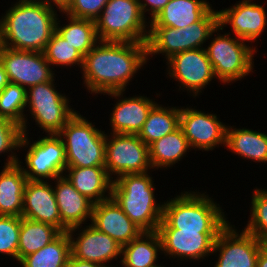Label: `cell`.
Segmentation results:
<instances>
[{"label": "cell", "instance_id": "cell-3", "mask_svg": "<svg viewBox=\"0 0 267 267\" xmlns=\"http://www.w3.org/2000/svg\"><path fill=\"white\" fill-rule=\"evenodd\" d=\"M199 191L184 190L165 200L158 229L220 233L230 223L226 211L207 191Z\"/></svg>", "mask_w": 267, "mask_h": 267}, {"label": "cell", "instance_id": "cell-9", "mask_svg": "<svg viewBox=\"0 0 267 267\" xmlns=\"http://www.w3.org/2000/svg\"><path fill=\"white\" fill-rule=\"evenodd\" d=\"M105 153V168L113 180L121 175L145 173L153 169L149 146L137 134L106 133Z\"/></svg>", "mask_w": 267, "mask_h": 267}, {"label": "cell", "instance_id": "cell-27", "mask_svg": "<svg viewBox=\"0 0 267 267\" xmlns=\"http://www.w3.org/2000/svg\"><path fill=\"white\" fill-rule=\"evenodd\" d=\"M192 150L188 140L186 139L183 130L179 126L172 133L167 134L151 143L149 145V160L154 171L168 170L176 163L182 161L183 157L186 156ZM188 152V153H187ZM163 168V169H162Z\"/></svg>", "mask_w": 267, "mask_h": 267}, {"label": "cell", "instance_id": "cell-22", "mask_svg": "<svg viewBox=\"0 0 267 267\" xmlns=\"http://www.w3.org/2000/svg\"><path fill=\"white\" fill-rule=\"evenodd\" d=\"M63 175L94 204L111 197L113 179L105 167H67Z\"/></svg>", "mask_w": 267, "mask_h": 267}, {"label": "cell", "instance_id": "cell-25", "mask_svg": "<svg viewBox=\"0 0 267 267\" xmlns=\"http://www.w3.org/2000/svg\"><path fill=\"white\" fill-rule=\"evenodd\" d=\"M211 8L207 0H170L149 26L185 28L199 21Z\"/></svg>", "mask_w": 267, "mask_h": 267}, {"label": "cell", "instance_id": "cell-43", "mask_svg": "<svg viewBox=\"0 0 267 267\" xmlns=\"http://www.w3.org/2000/svg\"><path fill=\"white\" fill-rule=\"evenodd\" d=\"M66 267H107V266L96 264L93 262L78 260L70 255Z\"/></svg>", "mask_w": 267, "mask_h": 267}, {"label": "cell", "instance_id": "cell-39", "mask_svg": "<svg viewBox=\"0 0 267 267\" xmlns=\"http://www.w3.org/2000/svg\"><path fill=\"white\" fill-rule=\"evenodd\" d=\"M55 81L54 77L51 81L29 87L26 90V103L70 102L68 95L61 91L59 93Z\"/></svg>", "mask_w": 267, "mask_h": 267}, {"label": "cell", "instance_id": "cell-19", "mask_svg": "<svg viewBox=\"0 0 267 267\" xmlns=\"http://www.w3.org/2000/svg\"><path fill=\"white\" fill-rule=\"evenodd\" d=\"M90 224L113 238L121 246L130 243L143 232L112 197L93 205Z\"/></svg>", "mask_w": 267, "mask_h": 267}, {"label": "cell", "instance_id": "cell-42", "mask_svg": "<svg viewBox=\"0 0 267 267\" xmlns=\"http://www.w3.org/2000/svg\"><path fill=\"white\" fill-rule=\"evenodd\" d=\"M37 1L42 2L47 7L53 8L55 10L57 8L59 14L64 13L72 2V0H37Z\"/></svg>", "mask_w": 267, "mask_h": 267}, {"label": "cell", "instance_id": "cell-32", "mask_svg": "<svg viewBox=\"0 0 267 267\" xmlns=\"http://www.w3.org/2000/svg\"><path fill=\"white\" fill-rule=\"evenodd\" d=\"M184 52L182 28L166 26H149L147 40L148 62L154 55L165 56L168 60L176 53Z\"/></svg>", "mask_w": 267, "mask_h": 267}, {"label": "cell", "instance_id": "cell-47", "mask_svg": "<svg viewBox=\"0 0 267 267\" xmlns=\"http://www.w3.org/2000/svg\"><path fill=\"white\" fill-rule=\"evenodd\" d=\"M153 267H165V265H162V266H161V265H158V264H157V265H155V266H153Z\"/></svg>", "mask_w": 267, "mask_h": 267}, {"label": "cell", "instance_id": "cell-30", "mask_svg": "<svg viewBox=\"0 0 267 267\" xmlns=\"http://www.w3.org/2000/svg\"><path fill=\"white\" fill-rule=\"evenodd\" d=\"M61 233L58 228L50 224L21 217L17 263L52 242Z\"/></svg>", "mask_w": 267, "mask_h": 267}, {"label": "cell", "instance_id": "cell-33", "mask_svg": "<svg viewBox=\"0 0 267 267\" xmlns=\"http://www.w3.org/2000/svg\"><path fill=\"white\" fill-rule=\"evenodd\" d=\"M43 53L54 71V67L63 69L78 66L80 68L78 70L82 69L84 56L56 31L52 34Z\"/></svg>", "mask_w": 267, "mask_h": 267}, {"label": "cell", "instance_id": "cell-12", "mask_svg": "<svg viewBox=\"0 0 267 267\" xmlns=\"http://www.w3.org/2000/svg\"><path fill=\"white\" fill-rule=\"evenodd\" d=\"M260 249L256 236L230 222L214 242L212 254L218 255L214 267H257Z\"/></svg>", "mask_w": 267, "mask_h": 267}, {"label": "cell", "instance_id": "cell-10", "mask_svg": "<svg viewBox=\"0 0 267 267\" xmlns=\"http://www.w3.org/2000/svg\"><path fill=\"white\" fill-rule=\"evenodd\" d=\"M165 61L166 77L178 82V91H187L195 99L217 79L205 48L179 52Z\"/></svg>", "mask_w": 267, "mask_h": 267}, {"label": "cell", "instance_id": "cell-14", "mask_svg": "<svg viewBox=\"0 0 267 267\" xmlns=\"http://www.w3.org/2000/svg\"><path fill=\"white\" fill-rule=\"evenodd\" d=\"M67 233L73 258L107 267H116L111 262L121 258L122 246L113 238L98 231L91 224L70 228Z\"/></svg>", "mask_w": 267, "mask_h": 267}, {"label": "cell", "instance_id": "cell-46", "mask_svg": "<svg viewBox=\"0 0 267 267\" xmlns=\"http://www.w3.org/2000/svg\"><path fill=\"white\" fill-rule=\"evenodd\" d=\"M261 250L267 254V236H258Z\"/></svg>", "mask_w": 267, "mask_h": 267}, {"label": "cell", "instance_id": "cell-15", "mask_svg": "<svg viewBox=\"0 0 267 267\" xmlns=\"http://www.w3.org/2000/svg\"><path fill=\"white\" fill-rule=\"evenodd\" d=\"M255 2V0H239L230 7L218 10L220 27L224 29L230 26L232 32L228 33L251 45L257 43V39H260L267 26L266 3Z\"/></svg>", "mask_w": 267, "mask_h": 267}, {"label": "cell", "instance_id": "cell-44", "mask_svg": "<svg viewBox=\"0 0 267 267\" xmlns=\"http://www.w3.org/2000/svg\"><path fill=\"white\" fill-rule=\"evenodd\" d=\"M9 83V79L4 67L0 64V92Z\"/></svg>", "mask_w": 267, "mask_h": 267}, {"label": "cell", "instance_id": "cell-20", "mask_svg": "<svg viewBox=\"0 0 267 267\" xmlns=\"http://www.w3.org/2000/svg\"><path fill=\"white\" fill-rule=\"evenodd\" d=\"M51 182L61 222L68 229L83 226V224H90L86 222H91L94 203L82 195L64 175L56 177Z\"/></svg>", "mask_w": 267, "mask_h": 267}, {"label": "cell", "instance_id": "cell-21", "mask_svg": "<svg viewBox=\"0 0 267 267\" xmlns=\"http://www.w3.org/2000/svg\"><path fill=\"white\" fill-rule=\"evenodd\" d=\"M69 102H45V103H26L25 118L23 121V134L29 135L28 127L30 118L35 121V125L46 134H58L66 123L78 112L72 108ZM27 111L30 117H28ZM29 118V119H28ZM29 125V126H28Z\"/></svg>", "mask_w": 267, "mask_h": 267}, {"label": "cell", "instance_id": "cell-40", "mask_svg": "<svg viewBox=\"0 0 267 267\" xmlns=\"http://www.w3.org/2000/svg\"><path fill=\"white\" fill-rule=\"evenodd\" d=\"M108 1L109 0H72L64 14L73 18L95 21L100 16Z\"/></svg>", "mask_w": 267, "mask_h": 267}, {"label": "cell", "instance_id": "cell-36", "mask_svg": "<svg viewBox=\"0 0 267 267\" xmlns=\"http://www.w3.org/2000/svg\"><path fill=\"white\" fill-rule=\"evenodd\" d=\"M250 202V217L244 230L254 236H267V189L254 188Z\"/></svg>", "mask_w": 267, "mask_h": 267}, {"label": "cell", "instance_id": "cell-11", "mask_svg": "<svg viewBox=\"0 0 267 267\" xmlns=\"http://www.w3.org/2000/svg\"><path fill=\"white\" fill-rule=\"evenodd\" d=\"M0 64L4 67L9 82L18 84L26 90L31 86L51 81L57 76L43 52L19 51L1 46Z\"/></svg>", "mask_w": 267, "mask_h": 267}, {"label": "cell", "instance_id": "cell-37", "mask_svg": "<svg viewBox=\"0 0 267 267\" xmlns=\"http://www.w3.org/2000/svg\"><path fill=\"white\" fill-rule=\"evenodd\" d=\"M22 135V127L19 124L0 117V156L3 154L5 157V153H7L4 166L18 163L17 152H20L19 146Z\"/></svg>", "mask_w": 267, "mask_h": 267}, {"label": "cell", "instance_id": "cell-24", "mask_svg": "<svg viewBox=\"0 0 267 267\" xmlns=\"http://www.w3.org/2000/svg\"><path fill=\"white\" fill-rule=\"evenodd\" d=\"M162 257V241L158 231H143L130 243L122 246L117 267H153ZM158 258V259H157Z\"/></svg>", "mask_w": 267, "mask_h": 267}, {"label": "cell", "instance_id": "cell-18", "mask_svg": "<svg viewBox=\"0 0 267 267\" xmlns=\"http://www.w3.org/2000/svg\"><path fill=\"white\" fill-rule=\"evenodd\" d=\"M51 184V181H27L21 217L50 224L61 232H67L68 228L61 222L54 188Z\"/></svg>", "mask_w": 267, "mask_h": 267}, {"label": "cell", "instance_id": "cell-7", "mask_svg": "<svg viewBox=\"0 0 267 267\" xmlns=\"http://www.w3.org/2000/svg\"><path fill=\"white\" fill-rule=\"evenodd\" d=\"M95 25L100 41L147 42L149 36L138 0H109Z\"/></svg>", "mask_w": 267, "mask_h": 267}, {"label": "cell", "instance_id": "cell-23", "mask_svg": "<svg viewBox=\"0 0 267 267\" xmlns=\"http://www.w3.org/2000/svg\"><path fill=\"white\" fill-rule=\"evenodd\" d=\"M227 124L226 149L242 159L267 163V133Z\"/></svg>", "mask_w": 267, "mask_h": 267}, {"label": "cell", "instance_id": "cell-45", "mask_svg": "<svg viewBox=\"0 0 267 267\" xmlns=\"http://www.w3.org/2000/svg\"><path fill=\"white\" fill-rule=\"evenodd\" d=\"M257 267H267V254L261 249L257 258Z\"/></svg>", "mask_w": 267, "mask_h": 267}, {"label": "cell", "instance_id": "cell-34", "mask_svg": "<svg viewBox=\"0 0 267 267\" xmlns=\"http://www.w3.org/2000/svg\"><path fill=\"white\" fill-rule=\"evenodd\" d=\"M218 25V10L212 7L199 21L182 28L184 51L205 48Z\"/></svg>", "mask_w": 267, "mask_h": 267}, {"label": "cell", "instance_id": "cell-6", "mask_svg": "<svg viewBox=\"0 0 267 267\" xmlns=\"http://www.w3.org/2000/svg\"><path fill=\"white\" fill-rule=\"evenodd\" d=\"M77 112L61 129L67 167H105L106 132Z\"/></svg>", "mask_w": 267, "mask_h": 267}, {"label": "cell", "instance_id": "cell-29", "mask_svg": "<svg viewBox=\"0 0 267 267\" xmlns=\"http://www.w3.org/2000/svg\"><path fill=\"white\" fill-rule=\"evenodd\" d=\"M61 17L66 18L64 21L67 20L64 24L63 20H60ZM61 17H57L55 31L85 56L100 41L95 21L73 18L64 13H61Z\"/></svg>", "mask_w": 267, "mask_h": 267}, {"label": "cell", "instance_id": "cell-16", "mask_svg": "<svg viewBox=\"0 0 267 267\" xmlns=\"http://www.w3.org/2000/svg\"><path fill=\"white\" fill-rule=\"evenodd\" d=\"M162 241V255L180 261L203 262L212 255L219 233H199L180 229H158Z\"/></svg>", "mask_w": 267, "mask_h": 267}, {"label": "cell", "instance_id": "cell-38", "mask_svg": "<svg viewBox=\"0 0 267 267\" xmlns=\"http://www.w3.org/2000/svg\"><path fill=\"white\" fill-rule=\"evenodd\" d=\"M21 217L0 215V254L17 261Z\"/></svg>", "mask_w": 267, "mask_h": 267}, {"label": "cell", "instance_id": "cell-17", "mask_svg": "<svg viewBox=\"0 0 267 267\" xmlns=\"http://www.w3.org/2000/svg\"><path fill=\"white\" fill-rule=\"evenodd\" d=\"M125 93V91H114L103 94L116 99L109 115L110 133L138 134L149 112L158 102L144 94L126 97Z\"/></svg>", "mask_w": 267, "mask_h": 267}, {"label": "cell", "instance_id": "cell-28", "mask_svg": "<svg viewBox=\"0 0 267 267\" xmlns=\"http://www.w3.org/2000/svg\"><path fill=\"white\" fill-rule=\"evenodd\" d=\"M180 107H167L157 103L149 112L148 117L137 136L149 146L154 141L172 133L180 126Z\"/></svg>", "mask_w": 267, "mask_h": 267}, {"label": "cell", "instance_id": "cell-35", "mask_svg": "<svg viewBox=\"0 0 267 267\" xmlns=\"http://www.w3.org/2000/svg\"><path fill=\"white\" fill-rule=\"evenodd\" d=\"M26 110V89L18 84L8 83L0 92V117L23 125Z\"/></svg>", "mask_w": 267, "mask_h": 267}, {"label": "cell", "instance_id": "cell-8", "mask_svg": "<svg viewBox=\"0 0 267 267\" xmlns=\"http://www.w3.org/2000/svg\"><path fill=\"white\" fill-rule=\"evenodd\" d=\"M32 138L23 134L19 146L20 151H26L23 155L26 167L23 160L20 157L18 159L26 178L29 181H53L56 177L63 176L67 163L62 138L58 134L39 136L34 141Z\"/></svg>", "mask_w": 267, "mask_h": 267}, {"label": "cell", "instance_id": "cell-5", "mask_svg": "<svg viewBox=\"0 0 267 267\" xmlns=\"http://www.w3.org/2000/svg\"><path fill=\"white\" fill-rule=\"evenodd\" d=\"M223 30L225 28H221L220 25L216 27L210 35L212 39L207 43L205 50L215 77L225 86L238 80L242 81L244 77L246 79V76L255 73L254 55L258 52V48Z\"/></svg>", "mask_w": 267, "mask_h": 267}, {"label": "cell", "instance_id": "cell-41", "mask_svg": "<svg viewBox=\"0 0 267 267\" xmlns=\"http://www.w3.org/2000/svg\"><path fill=\"white\" fill-rule=\"evenodd\" d=\"M169 1L170 0H138L142 14L149 22L163 10ZM146 14L150 15V17L146 16Z\"/></svg>", "mask_w": 267, "mask_h": 267}, {"label": "cell", "instance_id": "cell-13", "mask_svg": "<svg viewBox=\"0 0 267 267\" xmlns=\"http://www.w3.org/2000/svg\"><path fill=\"white\" fill-rule=\"evenodd\" d=\"M215 113H205L195 106H182L180 127L192 150L212 151L219 146H226L227 123L221 122Z\"/></svg>", "mask_w": 267, "mask_h": 267}, {"label": "cell", "instance_id": "cell-4", "mask_svg": "<svg viewBox=\"0 0 267 267\" xmlns=\"http://www.w3.org/2000/svg\"><path fill=\"white\" fill-rule=\"evenodd\" d=\"M152 171L121 175L112 184L111 197L143 231H157L163 217L164 202L155 198Z\"/></svg>", "mask_w": 267, "mask_h": 267}, {"label": "cell", "instance_id": "cell-1", "mask_svg": "<svg viewBox=\"0 0 267 267\" xmlns=\"http://www.w3.org/2000/svg\"><path fill=\"white\" fill-rule=\"evenodd\" d=\"M147 62V42L99 41L83 58L82 85L93 96L126 91Z\"/></svg>", "mask_w": 267, "mask_h": 267}, {"label": "cell", "instance_id": "cell-26", "mask_svg": "<svg viewBox=\"0 0 267 267\" xmlns=\"http://www.w3.org/2000/svg\"><path fill=\"white\" fill-rule=\"evenodd\" d=\"M0 171V215L22 216L23 195L28 179L21 166H3Z\"/></svg>", "mask_w": 267, "mask_h": 267}, {"label": "cell", "instance_id": "cell-2", "mask_svg": "<svg viewBox=\"0 0 267 267\" xmlns=\"http://www.w3.org/2000/svg\"><path fill=\"white\" fill-rule=\"evenodd\" d=\"M59 11L37 0H17L0 17L1 46L43 52L55 31Z\"/></svg>", "mask_w": 267, "mask_h": 267}, {"label": "cell", "instance_id": "cell-31", "mask_svg": "<svg viewBox=\"0 0 267 267\" xmlns=\"http://www.w3.org/2000/svg\"><path fill=\"white\" fill-rule=\"evenodd\" d=\"M70 255L68 233L62 232L37 252L24 257L18 265L21 267H66Z\"/></svg>", "mask_w": 267, "mask_h": 267}]
</instances>
